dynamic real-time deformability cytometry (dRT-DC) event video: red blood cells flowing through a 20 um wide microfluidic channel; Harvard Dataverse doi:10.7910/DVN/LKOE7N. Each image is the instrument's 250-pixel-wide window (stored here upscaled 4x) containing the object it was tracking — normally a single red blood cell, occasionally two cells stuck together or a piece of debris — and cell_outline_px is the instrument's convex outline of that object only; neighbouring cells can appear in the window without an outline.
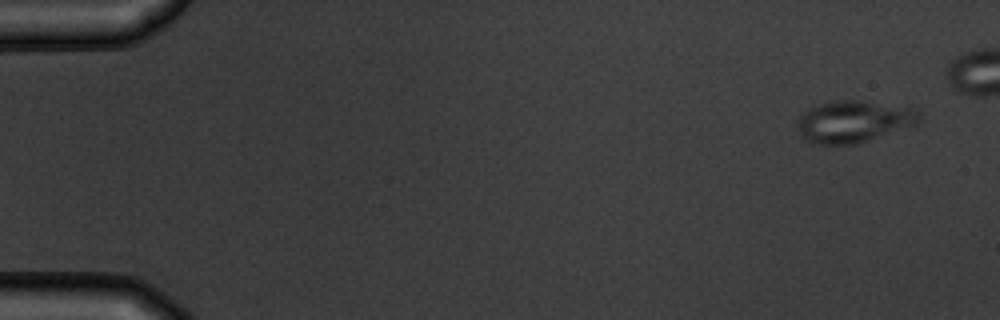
{"species": "common noctule bat (a hibernating species)", "species_latin": "Nyctalus noctula", "temperature_condition": "warm", "stored_images_in_passage": 7, "camera_frame_rate_fps": 3000, "um_per_image_px": 0.085, "animal": {"sex": "male", "body_mass_g": 19.5, "forearm_length_mm": 54.6}, "frame": {"image": 1, "passage_image": 1, "time_ms": 0.0, "image_size_px": [1000, 320], "cell_outline_px": [[920, 120], [916, 124], [856, 144], [808, 144], [800, 136], [800, 116], [804, 112], [820, 104], [840, 100], [856, 100], [920, 108]], "centroid_in_image_um": [72.6, 10.33], "position_along_channel_um": 12.4, "area_um2": 29.48}}